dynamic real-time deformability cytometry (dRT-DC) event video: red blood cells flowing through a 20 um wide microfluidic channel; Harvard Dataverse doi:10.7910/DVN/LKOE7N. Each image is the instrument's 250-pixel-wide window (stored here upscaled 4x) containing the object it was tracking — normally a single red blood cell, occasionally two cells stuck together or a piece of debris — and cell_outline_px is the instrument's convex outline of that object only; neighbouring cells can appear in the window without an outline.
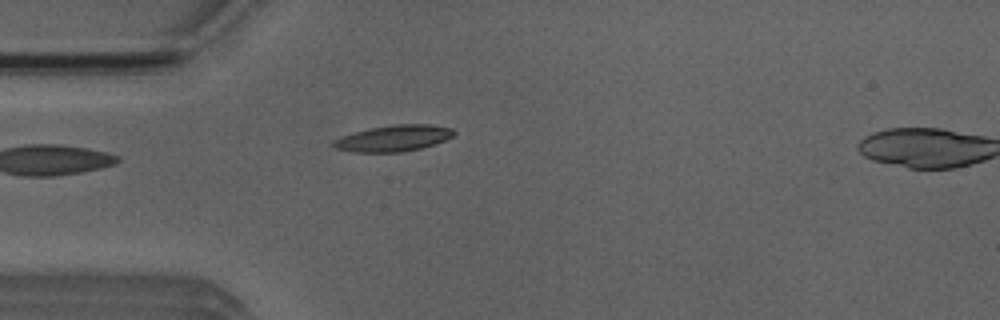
{"species": "Egyptian fruit bat (a non-hibernating species)", "species_latin": "Rousettus aegyptiacus", "temperature_condition": "room temperature", "stored_images_in_passage": 5, "camera_frame_rate_fps": 3000, "um_per_image_px": 0.085, "animal": {"sex": "male"}, "frame": {"image": 1, "passage_image": 5, "time_ms": 4.333, "image_size_px": [1000, 320], "cell_outline_px": [[456, 132], [452, 136], [436, 144], [420, 148], [400, 152], [352, 152], [336, 148], [332, 144], [340, 136], [352, 132], [368, 128], [396, 124], [432, 124], [452, 128]], "centroid_in_image_um": [33.46, 11.74], "position_along_channel_um": 51.5, "area_um2": 18.44}}